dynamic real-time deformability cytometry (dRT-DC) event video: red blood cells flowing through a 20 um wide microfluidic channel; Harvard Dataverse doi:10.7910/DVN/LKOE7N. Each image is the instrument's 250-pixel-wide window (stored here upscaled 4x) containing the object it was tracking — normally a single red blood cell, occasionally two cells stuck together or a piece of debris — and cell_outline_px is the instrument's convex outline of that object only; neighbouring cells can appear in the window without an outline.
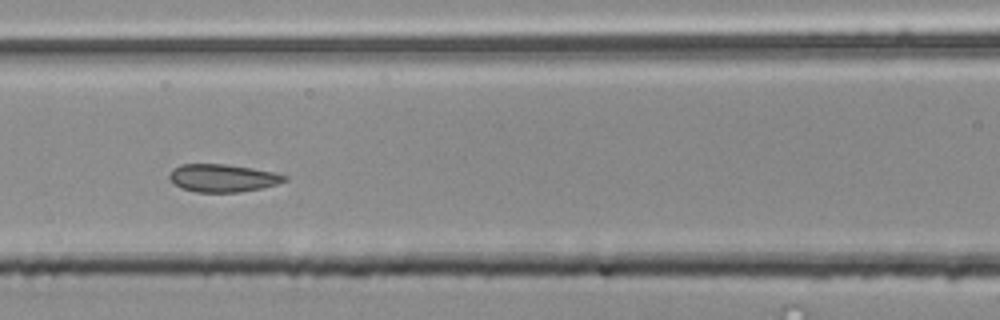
{"species": "common noctule bat (a hibernating species)", "species_latin": "Nyctalus noctula", "temperature_condition": "room temperature", "stored_images_in_passage": 53, "segment_of_instrument_passage": [2, 2], "camera_frame_rate_fps": 3000, "um_per_image_px": 0.085, "animal": {"sex": "male", "body_mass_g": 20.4}, "frame": {"image": 1, "passage_image": 22, "time_ms": 7.0, "image_size_px": [1000, 320], "cell_outline_px": [[288, 180], [276, 184], [260, 188], [240, 192], [196, 192], [180, 188], [168, 176], [172, 168], [180, 164], [224, 164], [252, 168], [272, 172], [288, 176]], "centroid_in_image_um": [18.91, 15.13], "position_along_channel_um": 147.7, "area_um2": 18.55}}
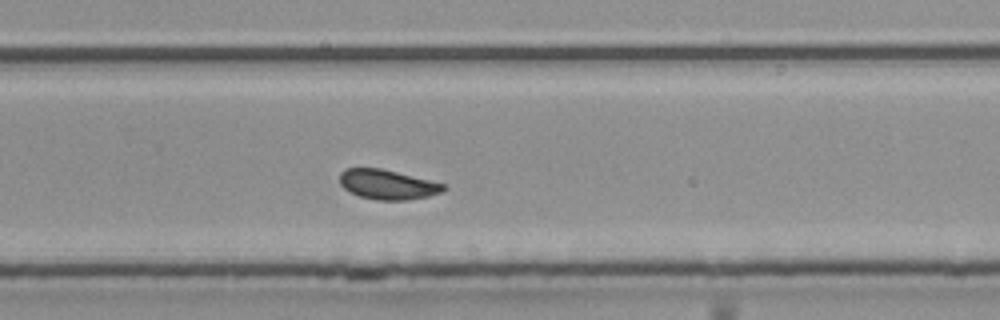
{"frame": {"image": 2, "passage_image": 34, "time_ms": 11.0, "image_size_px": [1000, 320], "cell_outline_px": [[448, 188], [444, 192], [428, 196], [404, 200], [376, 200], [360, 196], [344, 188], [340, 184], [340, 172], [344, 168], [380, 168], [448, 184]], "centroid_in_image_um": [32.99, 15.68], "position_along_channel_um": 296.8, "area_um2": 18.09}}
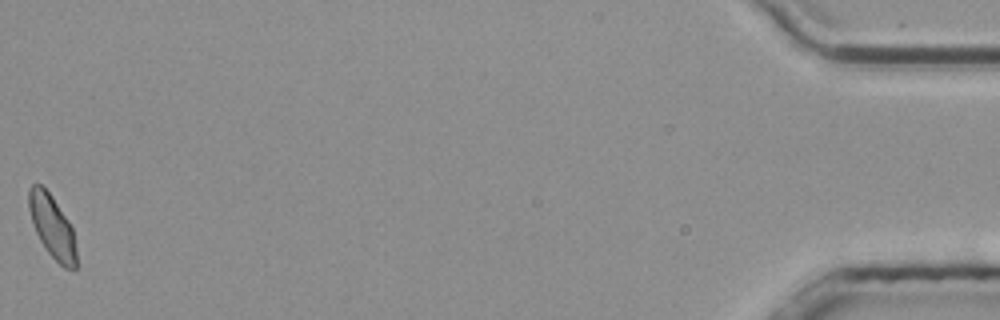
{"frame": {"image": 3, "passage_image": 53, "time_ms": 17.333, "image_size_px": [1000, 320], "cell_outline_px": [[76, 268], [64, 268], [44, 248], [36, 232], [28, 208], [28, 188], [32, 184], [40, 184], [52, 196], [68, 220], [72, 228], [76, 248]], "centroid_in_image_um": [4.42, 19.24], "position_along_channel_um": 430.8, "area_um2": 17.22}}